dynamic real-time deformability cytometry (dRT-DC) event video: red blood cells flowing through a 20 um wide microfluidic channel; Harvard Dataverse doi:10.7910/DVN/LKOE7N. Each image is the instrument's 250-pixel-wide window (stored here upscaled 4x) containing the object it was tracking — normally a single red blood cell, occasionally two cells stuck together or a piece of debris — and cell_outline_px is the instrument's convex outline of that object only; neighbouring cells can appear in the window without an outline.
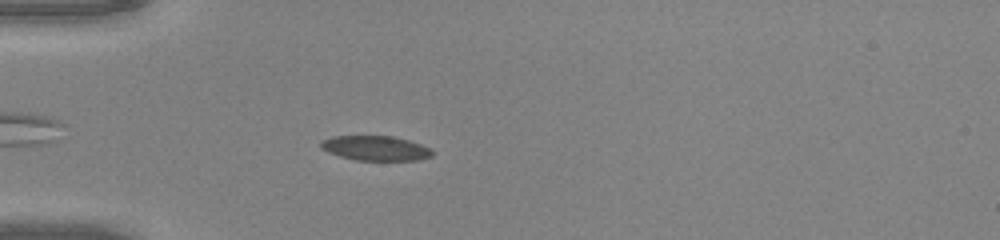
{"species": "common noctule bat (a hibernating species)", "species_latin": "Nyctalus noctula", "temperature_condition": "warm", "stored_images_in_passage": 41, "camera_frame_rate_fps": 3000, "um_per_image_px": 0.085, "animal": {"sex": "male", "body_mass_g": 20.0, "forearm_length_mm": 53.3}, "frame": {"image": 1, "passage_image": 5, "time_ms": 1.333, "image_size_px": [1000, 240], "cell_outline_px": [[436, 152], [432, 156], [420, 160], [356, 160], [340, 156], [328, 152], [320, 148], [320, 140], [332, 136], [392, 136], [408, 140], [432, 148]], "centroid_in_image_um": [31.94, 12.59], "position_along_channel_um": 53.1, "area_um2": 16.24}}
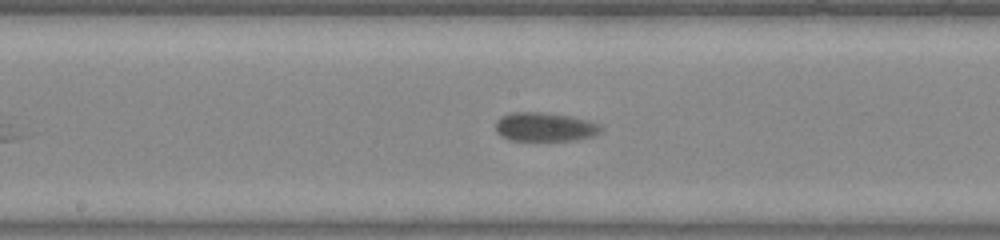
{"frame": {"image": 2, "passage_image": 17, "time_ms": 5.333, "image_size_px": [1000, 240], "cell_outline_px": [[604, 128], [600, 132], [592, 136], [576, 140], [508, 140], [500, 136], [496, 132], [496, 120], [500, 116], [512, 112], [540, 112], [572, 116], [588, 120], [600, 124]], "centroid_in_image_um": [46.3, 10.78], "position_along_channel_um": 201.9, "area_um2": 17.92}}
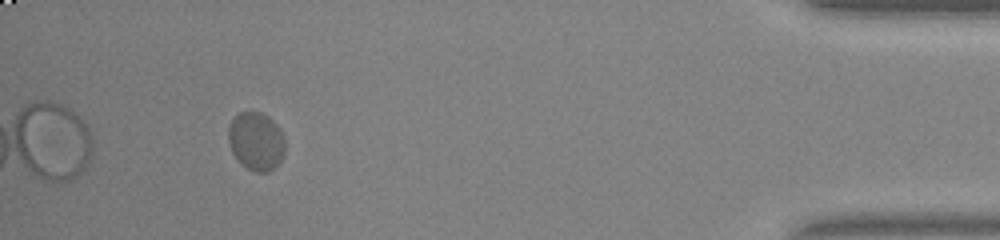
{"frame": {"image": 3, "passage_image": 37, "time_ms": 12.0, "image_size_px": [1000, 240], "cell_outline_px": [[284, 156], [276, 168], [268, 172], [256, 172], [248, 168], [232, 152], [228, 140], [228, 124], [240, 112], [260, 112], [268, 116], [280, 128], [284, 136]], "centroid_in_image_um": [21.8, 12.0], "position_along_channel_um": 413.4, "area_um2": 19.25}, "authors_computed_cell_mechanics": {"area_um2": 17.9758, "velocity_mm_per_s": 4.0482, "shape_relaxation_time_tau1_ms": 10.9008, "shape_relaxation_time_tau2_ms": null, "deformation_change_tau1": 0.1715, "deformation_change_tau2": null}}